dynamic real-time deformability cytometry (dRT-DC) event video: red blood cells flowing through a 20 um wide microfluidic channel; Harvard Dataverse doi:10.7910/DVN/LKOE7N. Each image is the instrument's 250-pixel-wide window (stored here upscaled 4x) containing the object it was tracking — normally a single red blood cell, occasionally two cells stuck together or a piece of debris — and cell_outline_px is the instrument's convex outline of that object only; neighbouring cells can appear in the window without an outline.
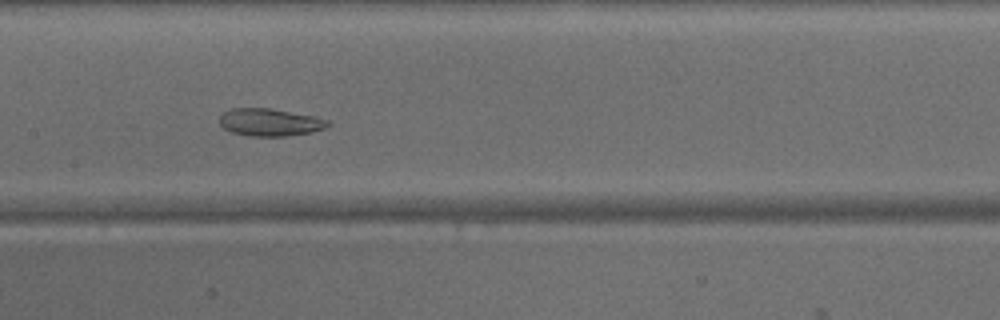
{"species": "common noctule bat (a hibernating species)", "species_latin": "Nyctalus noctula", "temperature_condition": "warm", "stored_images_in_passage": 39, "camera_frame_rate_fps": 3000, "um_per_image_px": 0.085, "animal": {"sex": "male", "body_mass_g": 15.6}, "frame": {"image": 1, "passage_image": 15, "time_ms": 4.667, "image_size_px": [1000, 320], "cell_outline_px": [[332, 124], [324, 128], [312, 132], [284, 136], [252, 136], [232, 132], [224, 128], [220, 124], [220, 116], [224, 112], [232, 108], [268, 108], [312, 116], [328, 120]], "centroid_in_image_um": [22.94, 10.39], "position_along_channel_um": 184.5, "area_um2": 17.11}}
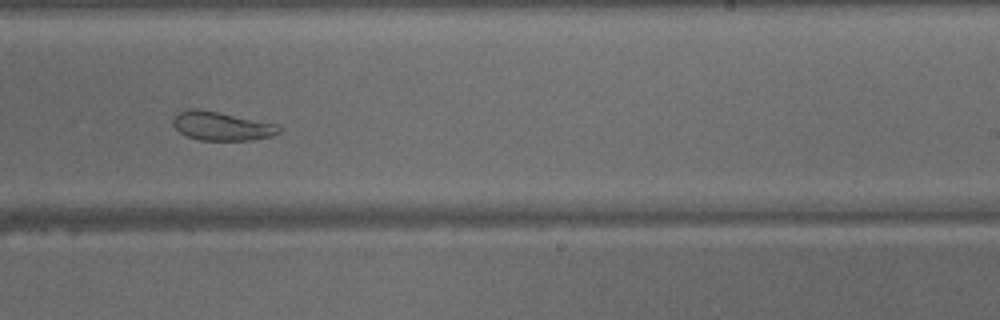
{"frame": {"image": 2, "passage_image": 21, "time_ms": 6.667, "image_size_px": [1000, 320], "cell_outline_px": [[280, 132], [272, 136], [252, 140], [200, 140], [188, 136], [180, 132], [172, 124], [172, 120], [180, 112], [192, 108], [200, 108], [276, 124], [280, 128]], "centroid_in_image_um": [18.83, 10.71], "position_along_channel_um": 270.2, "area_um2": 17.57}}
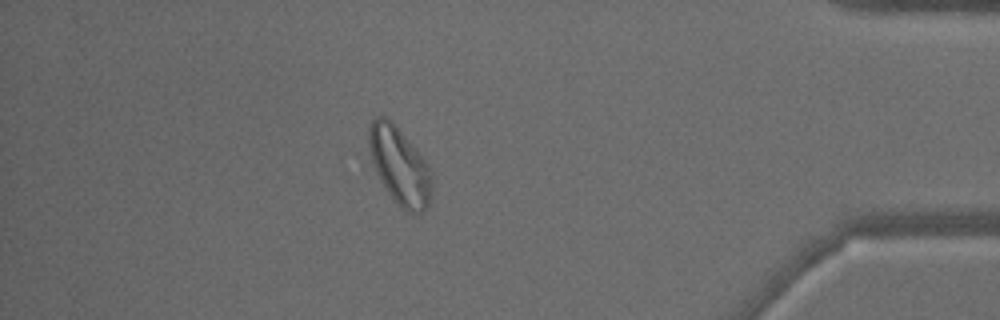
{"frame": {"image": 3, "passage_image": 33, "time_ms": 10.667, "image_size_px": [1000, 320], "cell_outline_px": [[432, 192], [428, 208], [420, 212], [408, 212], [400, 208], [388, 192], [380, 180], [372, 160], [368, 144], [368, 128], [372, 120], [376, 116], [384, 116], [392, 120], [424, 160], [432, 172]], "centroid_in_image_um": [33.97, 14.1], "position_along_channel_um": 401.2, "area_um2": 28.26}}